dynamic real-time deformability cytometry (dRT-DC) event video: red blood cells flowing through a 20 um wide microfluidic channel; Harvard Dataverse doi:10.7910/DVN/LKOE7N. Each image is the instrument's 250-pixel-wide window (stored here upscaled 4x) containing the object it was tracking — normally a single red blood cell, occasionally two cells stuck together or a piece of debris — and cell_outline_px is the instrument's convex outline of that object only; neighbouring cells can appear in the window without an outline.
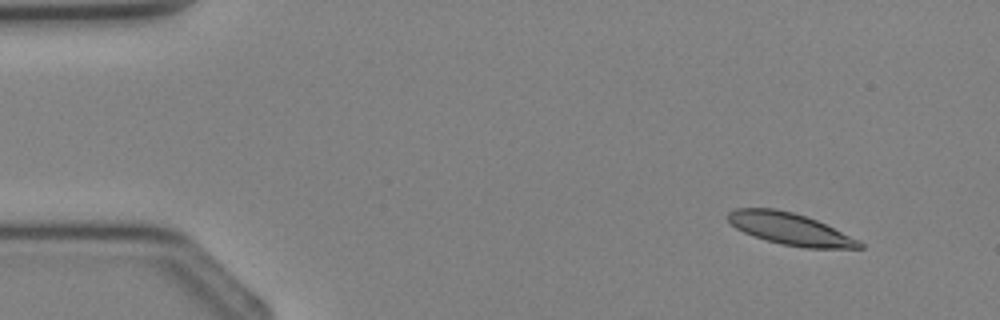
{"species": "Egyptian fruit bat (a non-hibernating species)", "species_latin": "Rousettus aegyptiacus", "temperature_condition": "cold", "stored_images_in_passage": 3, "camera_frame_rate_fps": 3000, "um_per_image_px": 0.085, "animal": {"sex": "female"}, "frame": {"image": 1, "passage_image": 1, "time_ms": 0.0, "image_size_px": [1000, 320], "cell_outline_px": [[864, 248], [804, 248], [784, 244], [768, 240], [744, 232], [736, 228], [728, 220], [728, 212], [736, 208], [776, 208], [792, 212], [816, 220], [860, 240], [864, 244]], "centroid_in_image_um": [67.18, 19.45], "position_along_channel_um": 17.8, "area_um2": 24.1}}
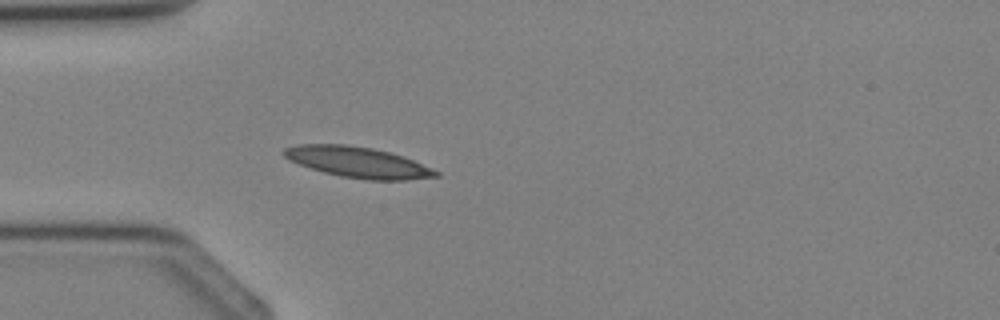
{"frame": {"image": 2, "passage_image": 3, "time_ms": 2.333, "image_size_px": [1000, 320], "cell_outline_px": [[440, 176], [404, 180], [368, 180], [340, 176], [324, 172], [300, 164], [284, 156], [280, 152], [284, 148], [300, 144], [344, 144], [372, 148], [404, 156], [432, 168], [440, 172]], "centroid_in_image_um": [30.44, 13.79], "position_along_channel_um": 54.6, "area_um2": 27.05}}